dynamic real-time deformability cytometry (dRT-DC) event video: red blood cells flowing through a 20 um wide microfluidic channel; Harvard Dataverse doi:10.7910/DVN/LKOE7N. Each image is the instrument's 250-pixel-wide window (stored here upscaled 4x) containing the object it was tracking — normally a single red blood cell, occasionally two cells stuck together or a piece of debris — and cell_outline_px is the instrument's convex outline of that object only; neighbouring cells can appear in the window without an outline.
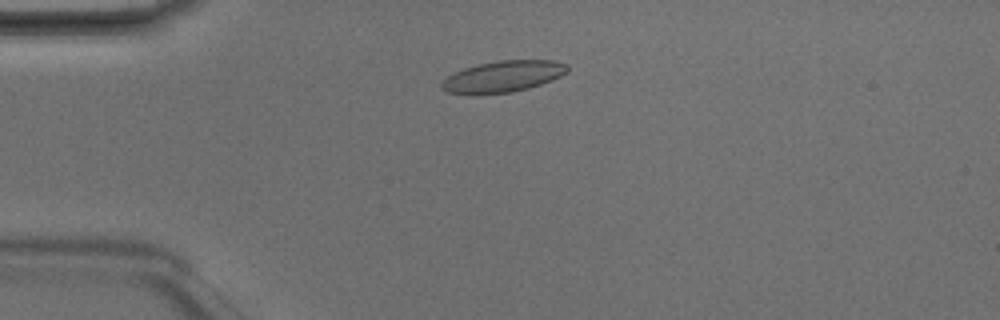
{"species": "Egyptian fruit bat (a non-hibernating species)", "species_latin": "Rousettus aegyptiacus", "temperature_condition": "room temperature", "stored_images_in_passage": 2, "camera_frame_rate_fps": 3000, "um_per_image_px": 0.085, "animal": {"sex": "male"}, "frame": {"image": 1, "passage_image": 2, "time_ms": 0.333, "image_size_px": [1000, 320], "cell_outline_px": [[568, 72], [552, 80], [528, 88], [512, 92], [444, 92], [440, 88], [440, 84], [452, 72], [476, 64], [500, 60], [552, 60], [568, 64]], "centroid_in_image_um": [42.78, 6.46], "position_along_channel_um": 42.2, "area_um2": 22.54}}